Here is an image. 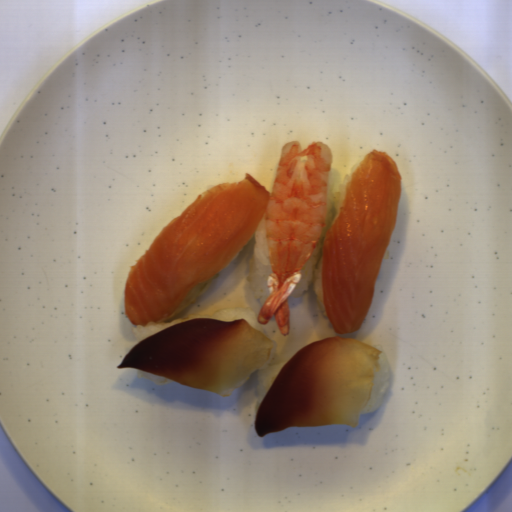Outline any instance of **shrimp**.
Instances as JSON below:
<instances>
[{
    "label": "shrimp",
    "instance_id": "obj_1",
    "mask_svg": "<svg viewBox=\"0 0 512 512\" xmlns=\"http://www.w3.org/2000/svg\"><path fill=\"white\" fill-rule=\"evenodd\" d=\"M331 170V150L322 141L303 149L296 139L281 150L263 215L271 268L269 295L257 313L262 325L275 316L281 335L290 332L288 298L326 226Z\"/></svg>",
    "mask_w": 512,
    "mask_h": 512
}]
</instances>
